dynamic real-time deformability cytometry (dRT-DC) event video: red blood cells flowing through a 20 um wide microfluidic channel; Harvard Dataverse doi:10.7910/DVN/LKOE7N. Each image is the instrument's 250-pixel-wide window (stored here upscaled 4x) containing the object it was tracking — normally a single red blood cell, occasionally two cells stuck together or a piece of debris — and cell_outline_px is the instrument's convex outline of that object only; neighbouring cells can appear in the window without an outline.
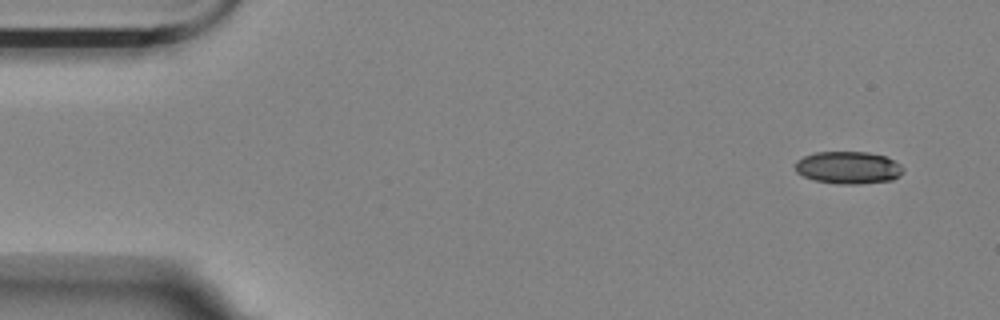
{"species": "Egyptian fruit bat (a non-hibernating species)", "species_latin": "Rousettus aegyptiacus", "temperature_condition": "room temperature", "stored_images_in_passage": 9, "camera_frame_rate_fps": 3000, "um_per_image_px": 0.085, "animal": {"sex": "female"}, "frame": {"image": 1, "passage_image": 1, "time_ms": 0.0, "image_size_px": [1000, 320], "cell_outline_px": [[904, 172], [900, 176], [892, 180], [860, 184], [836, 184], [812, 180], [796, 172], [796, 160], [804, 156], [816, 152], [868, 152], [884, 156], [900, 164], [904, 168]], "centroid_in_image_um": [72.11, 14.26], "position_along_channel_um": 12.9, "area_um2": 20.52}}
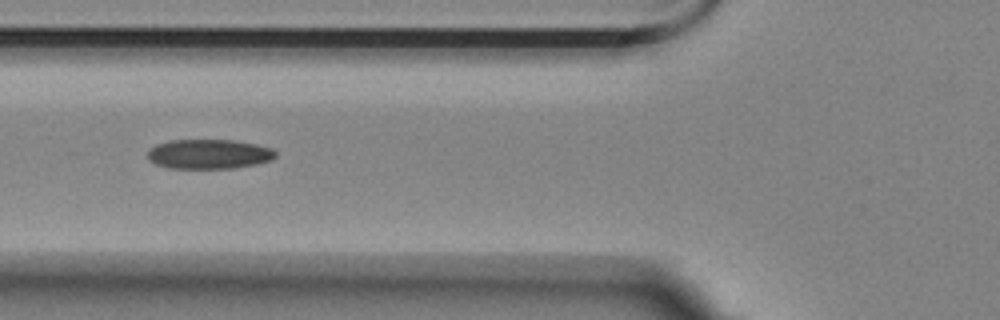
{"frame": {"image": 2, "passage_image": 6, "time_ms": 1.667, "image_size_px": [1000, 320], "cell_outline_px": [[276, 156], [272, 160], [256, 164], [236, 168], [168, 168], [156, 164], [148, 160], [148, 152], [156, 144], [172, 140], [232, 140], [256, 144], [272, 148], [276, 152]], "centroid_in_image_um": [17.78, 13.1], "position_along_channel_um": 108.0, "area_um2": 22.08}}
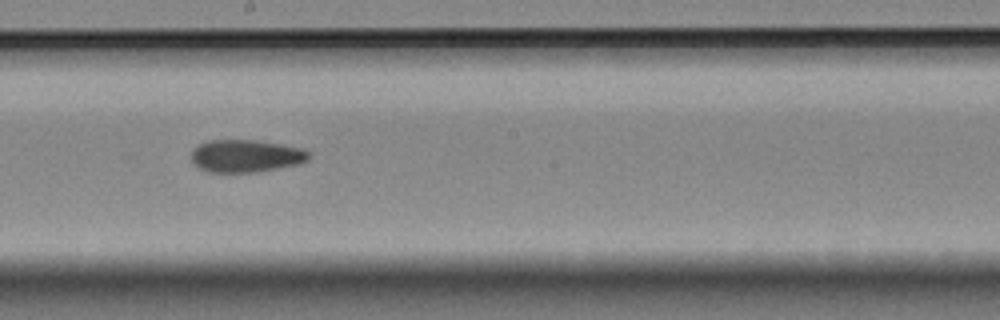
{"frame": {"image": 3, "passage_image": 9, "time_ms": 2.667, "image_size_px": [1000, 320], "cell_outline_px": [[312, 152], [308, 160], [300, 164], [256, 172], [208, 172], [200, 168], [192, 160], [192, 148], [208, 140], [252, 140], [280, 144], [304, 148]], "centroid_in_image_um": [20.94, 13.25], "position_along_channel_um": 227.3, "area_um2": 22.37}}